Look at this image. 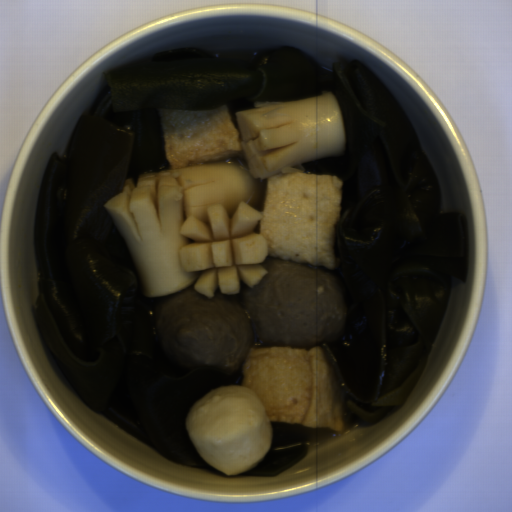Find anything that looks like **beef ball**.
Wrapping results in <instances>:
<instances>
[{
  "instance_id": "obj_1",
  "label": "beef ball",
  "mask_w": 512,
  "mask_h": 512,
  "mask_svg": "<svg viewBox=\"0 0 512 512\" xmlns=\"http://www.w3.org/2000/svg\"><path fill=\"white\" fill-rule=\"evenodd\" d=\"M267 273L239 293L214 297L187 286L168 295L155 321L165 357L178 370L232 373L249 350L309 348L333 339L346 321L341 281L326 268L265 258Z\"/></svg>"
}]
</instances>
